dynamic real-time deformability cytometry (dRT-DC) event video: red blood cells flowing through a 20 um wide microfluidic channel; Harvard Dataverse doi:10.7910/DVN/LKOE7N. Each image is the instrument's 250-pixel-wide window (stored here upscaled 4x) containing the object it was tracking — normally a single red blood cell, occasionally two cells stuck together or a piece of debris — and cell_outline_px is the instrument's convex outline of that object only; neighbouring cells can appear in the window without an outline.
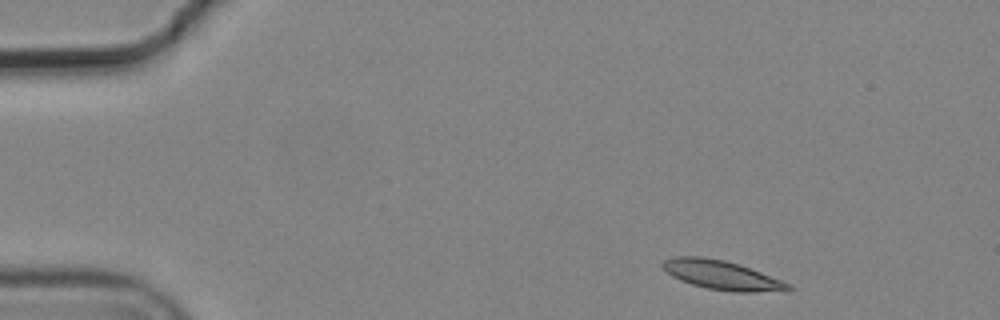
{"species": "common noctule bat (a hibernating species)", "species_latin": "Nyctalus noctula", "temperature_condition": "cold", "stored_images_in_passage": 3, "camera_frame_rate_fps": 3000, "um_per_image_px": 0.085, "animal": {"sex": "male", "body_mass_g": 19.2, "forearm_length_mm": 51.8}, "frame": {"image": 1, "passage_image": 1, "time_ms": 0.0, "image_size_px": [1000, 320], "cell_outline_px": [[792, 288], [752, 292], [732, 292], [708, 288], [692, 284], [680, 280], [672, 276], [660, 264], [664, 260], [672, 256], [700, 256], [724, 260], [740, 264], [792, 284]], "centroid_in_image_um": [61.29, 23.36], "position_along_channel_um": 23.7, "area_um2": 21.04}}